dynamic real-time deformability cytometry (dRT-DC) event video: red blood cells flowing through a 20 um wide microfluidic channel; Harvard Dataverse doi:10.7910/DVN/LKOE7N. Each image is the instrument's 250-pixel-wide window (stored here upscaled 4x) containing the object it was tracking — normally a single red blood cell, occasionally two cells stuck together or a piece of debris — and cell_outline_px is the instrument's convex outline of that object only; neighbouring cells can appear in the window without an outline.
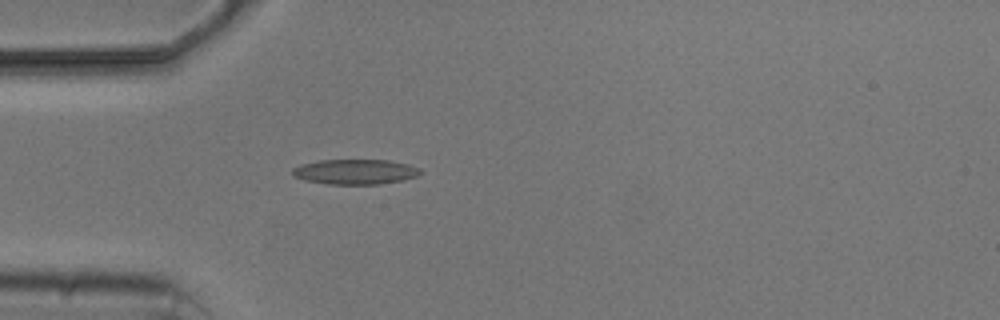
{"species": "common noctule bat (a hibernating species)", "species_latin": "Nyctalus noctula", "temperature_condition": "cold", "stored_images_in_passage": 1, "camera_frame_rate_fps": 3000, "um_per_image_px": 0.085, "animal": {"sex": "male", "body_mass_g": 20.5, "forearm_length_mm": 52.5}, "frame": {"image": 1, "passage_image": 1, "time_ms": 0.0, "image_size_px": [1000, 320], "cell_outline_px": [[424, 172], [416, 176], [404, 180], [380, 184], [328, 184], [304, 180], [292, 176], [292, 168], [300, 164], [320, 160], [388, 160], [408, 164], [420, 168]], "centroid_in_image_um": [30.19, 14.6], "position_along_channel_um": 54.8, "area_um2": 18.84}}